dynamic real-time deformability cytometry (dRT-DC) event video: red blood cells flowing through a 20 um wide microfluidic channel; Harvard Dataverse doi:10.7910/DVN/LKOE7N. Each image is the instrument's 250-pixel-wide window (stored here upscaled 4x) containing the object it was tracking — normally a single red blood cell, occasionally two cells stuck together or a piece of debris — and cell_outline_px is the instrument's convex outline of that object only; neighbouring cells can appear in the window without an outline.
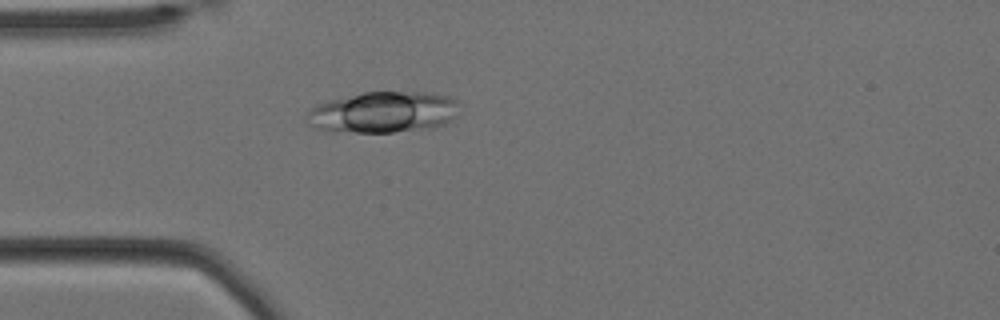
{"species": "Egyptian fruit bat (a non-hibernating species)", "species_latin": "Rousettus aegyptiacus", "temperature_condition": "cold", "stored_images_in_passage": 43, "camera_frame_rate_fps": 3000, "um_per_image_px": 0.085, "animal": {"sex": "female"}, "frame": {"image": 1, "passage_image": 1, "time_ms": 0.0, "image_size_px": [1000, 320], "cell_outline_px": [[460, 104], [456, 116], [452, 120], [444, 124], [428, 128], [392, 132], [328, 132], [316, 128], [308, 124], [304, 116], [312, 108], [328, 100], [364, 92], [424, 92], [448, 96], [456, 100]], "centroid_in_image_um": [32.56, 9.54], "position_along_channel_um": 52.4, "area_um2": 36.82}}
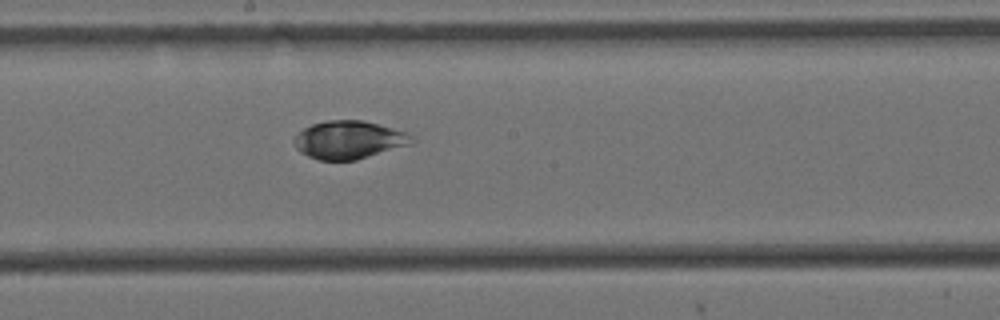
{"frame": {"image": 2, "passage_image": 16, "time_ms": 5.0, "image_size_px": [1000, 320], "cell_outline_px": [[416, 140], [412, 144], [356, 160], [320, 160], [308, 156], [300, 152], [296, 148], [292, 140], [304, 128], [312, 124], [328, 120], [364, 120], [408, 132], [416, 136]], "centroid_in_image_um": [29.71, 11.88], "position_along_channel_um": 218.5, "area_um2": 26.3}}
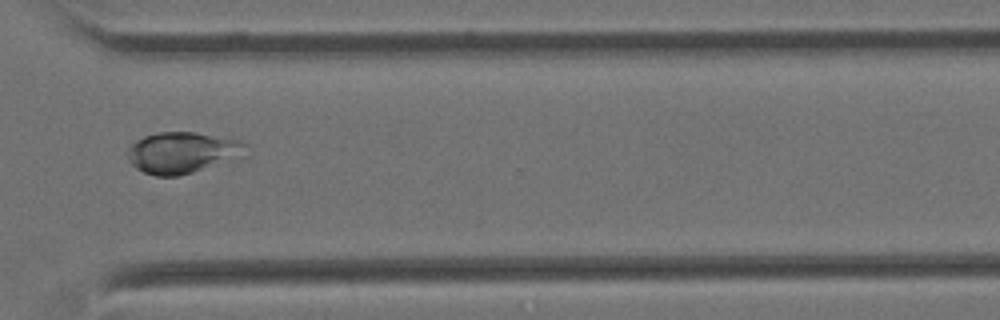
{"frame": {"image": 3, "passage_image": 28, "time_ms": 9.0, "image_size_px": [1000, 320], "cell_outline_px": [[244, 144], [200, 168], [192, 172], [176, 176], [156, 176], [144, 172], [136, 168], [128, 160], [128, 148], [136, 140], [144, 136], [156, 132], [196, 132], [240, 140]], "centroid_in_image_um": [15.14, 12.92], "position_along_channel_um": 355.5, "area_um2": 25.95}, "authors_computed_cell_mechanics": {"area_um2": 26.5302, "velocity_mm_per_s": 3.4239, "shape_relaxation_time_tau1_ms": 5.4335, "shape_relaxation_time_tau2_ms": 3.069, "deformation_change_tau1": 0.122, "deformation_change_tau2": 0.0615}}